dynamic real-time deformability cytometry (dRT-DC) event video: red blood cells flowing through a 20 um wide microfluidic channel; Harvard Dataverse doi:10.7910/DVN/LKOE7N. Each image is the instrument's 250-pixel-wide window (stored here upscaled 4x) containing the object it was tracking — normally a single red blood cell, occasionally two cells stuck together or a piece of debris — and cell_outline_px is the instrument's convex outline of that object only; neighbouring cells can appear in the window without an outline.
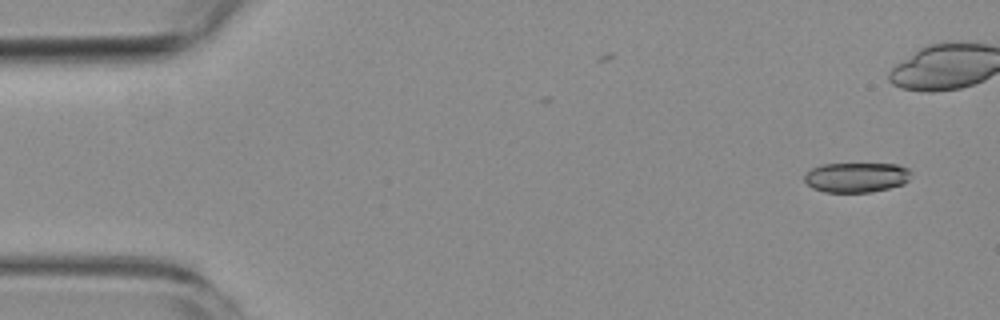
{"species": "common noctule bat (a hibernating species)", "species_latin": "Nyctalus noctula", "temperature_condition": "room temperature", "stored_images_in_passage": 3, "camera_frame_rate_fps": 3000, "um_per_image_px": 0.085, "animal": {"sex": "female", "body_mass_g": 19.3, "forearm_length_mm": 54.1}, "frame": {"image": 1, "passage_image": 3, "time_ms": 2.333, "image_size_px": [1000, 320], "cell_outline_px": [[912, 172], [908, 180], [904, 184], [872, 192], [824, 192], [812, 188], [804, 180], [804, 176], [812, 168], [820, 164], [896, 164], [908, 168]], "centroid_in_image_um": [72.8, 15.07], "position_along_channel_um": 12.2, "area_um2": 18.61}}